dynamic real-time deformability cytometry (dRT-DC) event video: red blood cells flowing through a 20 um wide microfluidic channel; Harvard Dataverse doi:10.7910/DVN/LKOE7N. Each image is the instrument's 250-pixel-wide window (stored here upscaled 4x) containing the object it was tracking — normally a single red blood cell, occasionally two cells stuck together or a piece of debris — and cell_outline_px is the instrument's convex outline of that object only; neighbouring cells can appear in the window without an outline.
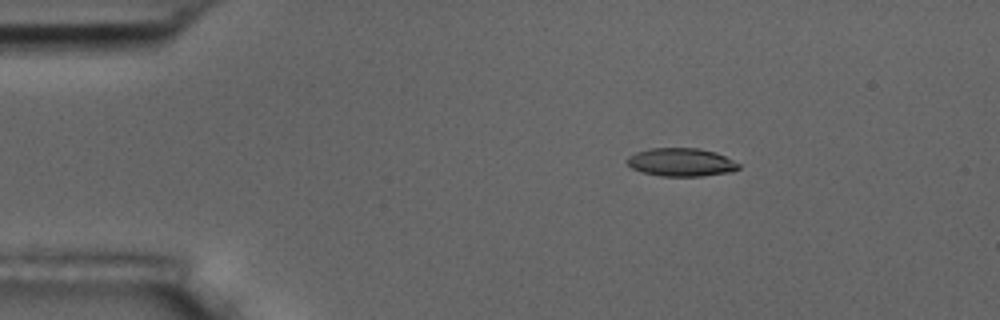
{"species": "common noctule bat (a hibernating species)", "species_latin": "Nyctalus noctula", "temperature_condition": "room temperature", "stored_images_in_passage": 4, "camera_frame_rate_fps": 3000, "um_per_image_px": 0.085, "animal": {"sex": "male", "body_mass_g": 17.5, "forearm_length_mm": 52.3}, "frame": {"image": 1, "passage_image": 2, "time_ms": 1.0, "image_size_px": [1000, 320], "cell_outline_px": [[740, 168], [732, 172], [700, 176], [660, 176], [640, 172], [632, 168], [624, 160], [628, 156], [636, 152], [652, 148], [700, 148], [716, 152], [740, 164]], "centroid_in_image_um": [57.88, 13.79], "position_along_channel_um": 27.1, "area_um2": 18.5}}